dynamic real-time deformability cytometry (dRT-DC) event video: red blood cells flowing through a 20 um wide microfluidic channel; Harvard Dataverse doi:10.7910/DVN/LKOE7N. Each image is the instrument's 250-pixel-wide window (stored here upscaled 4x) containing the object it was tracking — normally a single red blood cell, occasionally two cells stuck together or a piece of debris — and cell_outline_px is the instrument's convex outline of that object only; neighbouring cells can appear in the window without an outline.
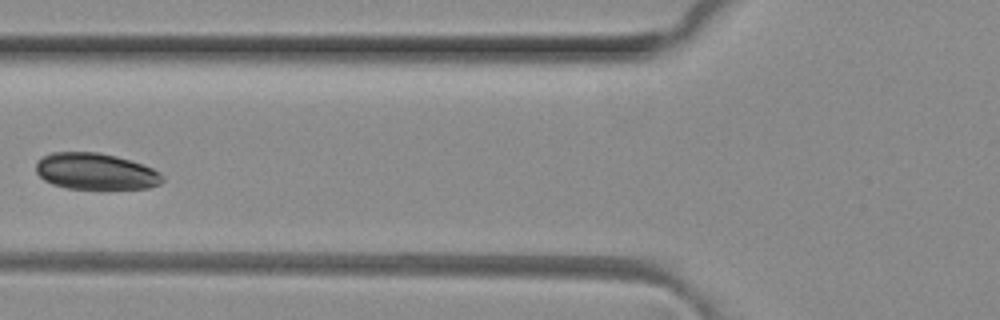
{"species": "common noctule bat (a hibernating species)", "species_latin": "Nyctalus noctula", "temperature_condition": "room temperature", "stored_images_in_passage": 5, "camera_frame_rate_fps": 3000, "um_per_image_px": 0.085, "animal": {"sex": "female", "body_mass_g": 29.2, "forearm_length_mm": 56.3}, "frame": {"image": 1, "passage_image": 4, "time_ms": 1.0, "image_size_px": [1000, 320], "cell_outline_px": [[164, 180], [160, 184], [148, 188], [68, 188], [52, 184], [44, 180], [36, 172], [36, 160], [52, 152], [100, 152], [116, 156], [144, 164], [160, 172], [164, 176]], "centroid_in_image_um": [8.14, 14.55], "position_along_channel_um": 117.7, "area_um2": 26.88}}
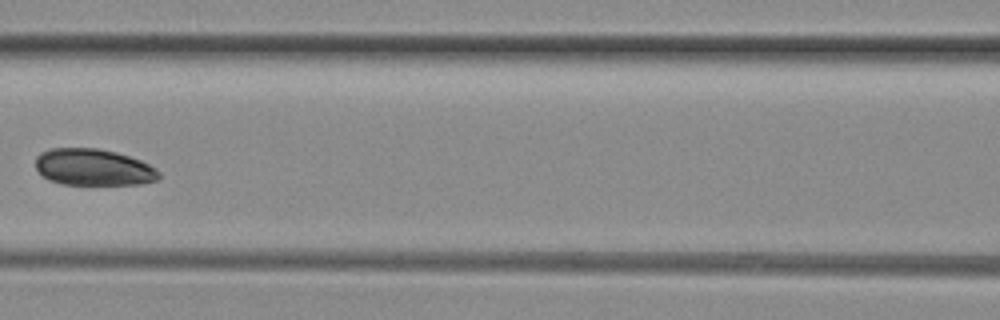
{"frame": {"image": 2, "passage_image": 5, "time_ms": 1.333, "image_size_px": [1000, 320], "cell_outline_px": [[160, 176], [156, 180], [140, 184], [60, 184], [48, 180], [36, 168], [36, 156], [40, 152], [48, 148], [100, 148], [116, 152], [140, 160], [156, 168], [160, 172]], "centroid_in_image_um": [7.92, 14.21], "position_along_channel_um": 158.7, "area_um2": 26.41}}